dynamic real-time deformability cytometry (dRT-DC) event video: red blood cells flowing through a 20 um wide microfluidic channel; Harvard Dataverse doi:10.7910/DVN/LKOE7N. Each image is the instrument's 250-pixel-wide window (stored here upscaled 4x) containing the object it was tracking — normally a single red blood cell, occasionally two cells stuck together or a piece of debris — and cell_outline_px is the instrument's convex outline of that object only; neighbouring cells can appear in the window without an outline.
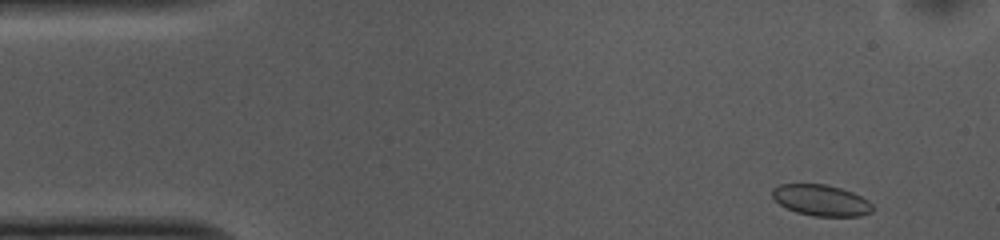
{"species": "common noctule bat (a hibernating species)", "species_latin": "Nyctalus noctula", "temperature_condition": "cold", "stored_images_in_passage": 49, "camera_frame_rate_fps": 3000, "um_per_image_px": 0.085, "animal": {"sex": "female", "body_mass_g": 10.0, "forearm_length_mm": 53.1}, "frame": {"image": 1, "passage_image": 1, "time_ms": 0.0, "image_size_px": [1000, 240], "cell_outline_px": [[872, 212], [860, 216], [812, 216], [796, 212], [780, 204], [772, 196], [772, 188], [780, 184], [828, 184], [852, 192], [868, 200], [872, 204]], "centroid_in_image_um": [69.79, 17.02], "position_along_channel_um": 15.2, "area_um2": 18.15}}
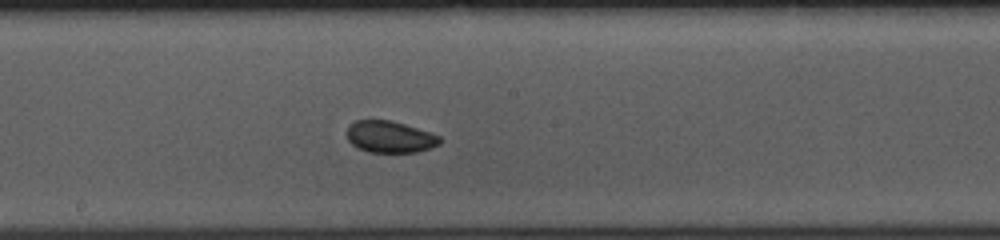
{"frame": {"image": 2, "passage_image": 24, "time_ms": 7.667, "image_size_px": [1000, 240], "cell_outline_px": [[444, 140], [440, 144], [416, 152], [368, 152], [352, 144], [348, 140], [348, 124], [356, 120], [392, 120], [440, 136]], "centroid_in_image_um": [33.14, 11.63], "position_along_channel_um": 215.1, "area_um2": 17.05}}
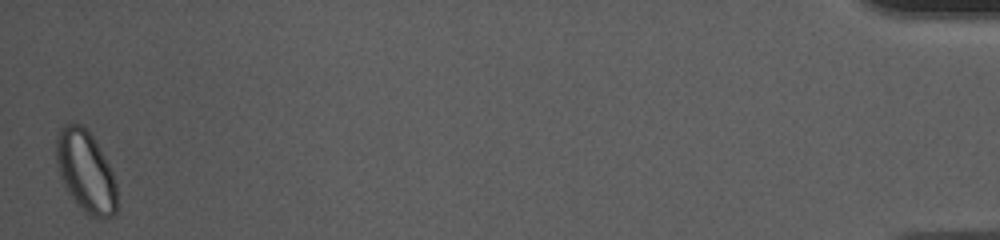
{"frame": {"image": 3, "passage_image": 49, "time_ms": 16.0, "image_size_px": [1000, 240], "cell_outline_px": [[116, 212], [112, 216], [92, 216], [84, 212], [68, 192], [60, 176], [56, 160], [56, 136], [60, 128], [64, 124], [80, 124], [92, 136], [108, 164], [112, 172], [116, 184]], "centroid_in_image_um": [7.26, 14.56], "position_along_channel_um": 427.9, "area_um2": 28.21}, "authors_computed_cell_mechanics": {"area_um2": 18.207, "velocity_mm_per_s": 3.7128, "shape_relaxation_time_tau1_ms": null, "shape_relaxation_time_tau2_ms": 3.9652, "deformation_change_tau1": null, "deformation_change_tau2": 0.0505}}